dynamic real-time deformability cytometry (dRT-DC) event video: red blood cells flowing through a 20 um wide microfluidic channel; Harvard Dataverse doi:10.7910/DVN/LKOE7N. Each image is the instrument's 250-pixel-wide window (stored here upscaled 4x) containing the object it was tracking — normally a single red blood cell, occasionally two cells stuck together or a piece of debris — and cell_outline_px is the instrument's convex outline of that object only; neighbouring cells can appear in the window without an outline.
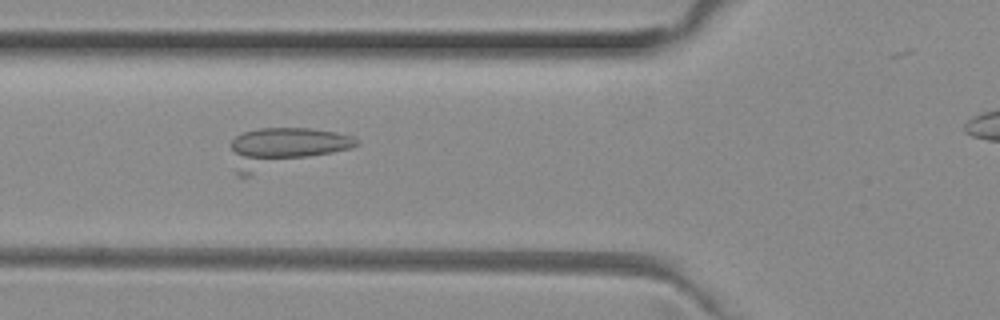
{"species": "common noctule bat (a hibernating species)", "species_latin": "Nyctalus noctula", "temperature_condition": "room temperature", "stored_images_in_passage": 34, "camera_frame_rate_fps": 3000, "um_per_image_px": 0.085, "animal": {"sex": "female", "body_mass_g": 29.2, "forearm_length_mm": 56.3}, "frame": {"image": 1, "passage_image": 7, "time_ms": 2.0, "image_size_px": [1000, 320], "cell_outline_px": [[360, 144], [352, 148], [248, 176], [236, 176], [228, 144], [236, 136], [244, 132], [260, 128], [308, 128], [336, 132], [352, 136]], "centroid_in_image_um": [24.09, 12.57], "position_along_channel_um": 101.7, "area_um2": 29.54}}
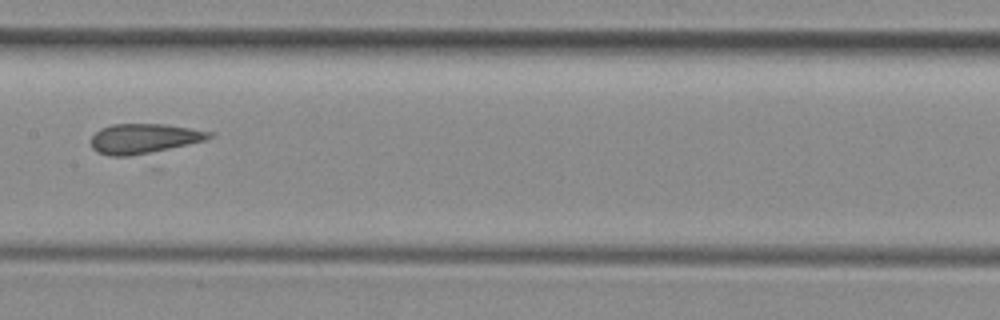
{"frame": {"image": 2, "passage_image": 14, "time_ms": 4.333, "image_size_px": [1000, 320], "cell_outline_px": [[216, 132], [212, 136], [160, 168], [152, 168], [108, 156], [96, 152], [92, 148], [92, 136], [100, 128], [112, 124], [164, 124], [192, 128]], "centroid_in_image_um": [12.52, 12.12], "position_along_channel_um": 194.9, "area_um2": 26.7}}
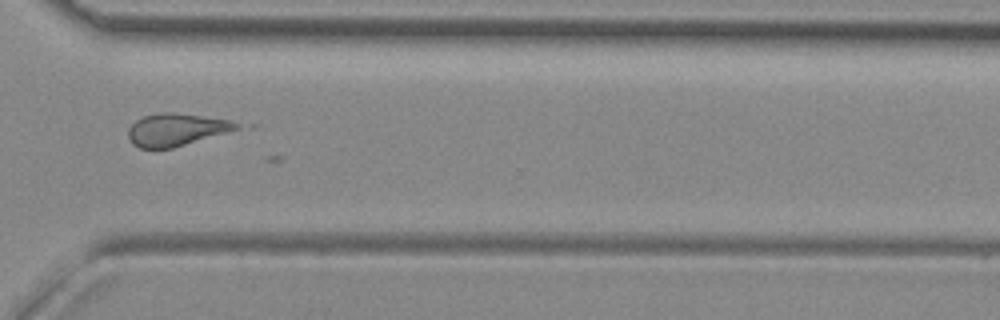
{"frame": {"image": 3, "passage_image": 26, "time_ms": 8.333, "image_size_px": [1000, 320], "cell_outline_px": [[240, 124], [236, 128], [224, 132], [172, 148], [140, 148], [132, 144], [128, 136], [128, 128], [136, 120], [144, 116], [160, 112], [164, 112], [200, 116], [228, 120]], "centroid_in_image_um": [14.86, 11.02], "position_along_channel_um": 355.7, "area_um2": 19.71}}